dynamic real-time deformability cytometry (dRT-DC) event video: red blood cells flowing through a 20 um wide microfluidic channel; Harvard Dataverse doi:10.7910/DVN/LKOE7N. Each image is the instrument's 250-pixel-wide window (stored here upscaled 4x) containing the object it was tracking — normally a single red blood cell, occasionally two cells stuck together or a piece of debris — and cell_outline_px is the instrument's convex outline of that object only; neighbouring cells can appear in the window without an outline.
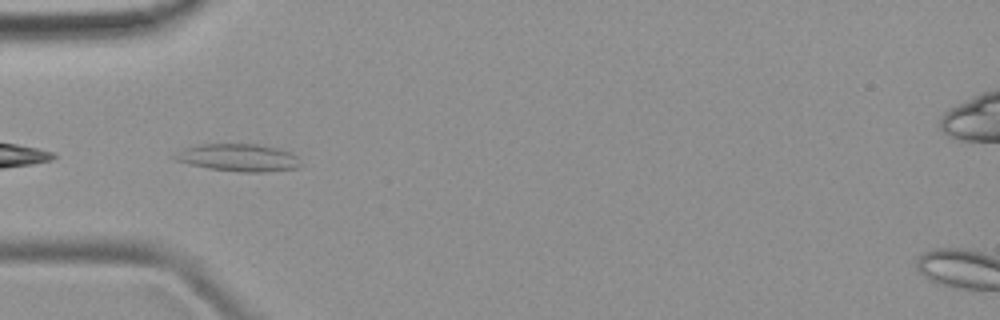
{"species": "common noctule bat (a hibernating species)", "species_latin": "Nyctalus noctula", "temperature_condition": "room temperature", "stored_images_in_passage": 34, "camera_frame_rate_fps": 3000, "um_per_image_px": 0.085, "animal": {"sex": "female", "body_mass_g": 19.9}, "frame": {"image": 1, "passage_image": 1, "time_ms": 0.0, "image_size_px": [1000, 320], "cell_outline_px": [[300, 168], [268, 172], [240, 172], [208, 168], [176, 160], [172, 156], [184, 148], [200, 144], [256, 144], [276, 148], [288, 152], [296, 156], [300, 164]], "centroid_in_image_um": [20.28, 13.41], "position_along_channel_um": 64.7, "area_um2": 19.94}}
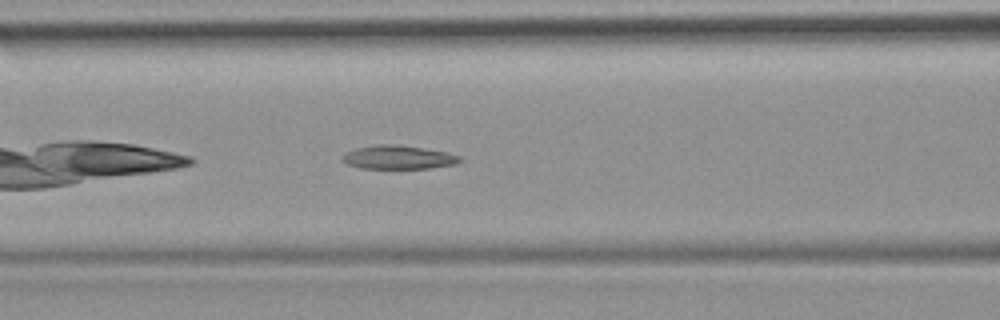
{"frame": {"image": 2, "passage_image": 6, "time_ms": 1.667, "image_size_px": [1000, 320], "cell_outline_px": [[464, 160], [456, 164], [432, 168], [360, 168], [348, 164], [340, 160], [340, 156], [344, 152], [356, 148], [376, 144], [392, 144], [424, 148], [448, 152], [460, 156]], "centroid_in_image_um": [33.84, 13.36], "position_along_channel_um": 132.8, "area_um2": 16.42}}
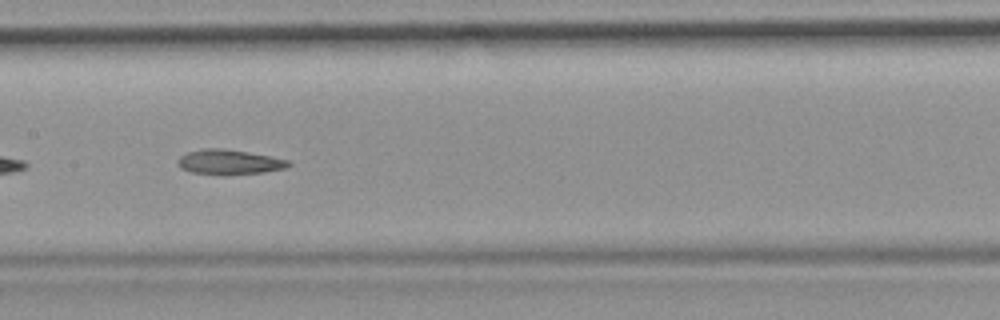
{"frame": {"image": 3, "passage_image": 10, "time_ms": 3.0, "image_size_px": [1000, 320], "cell_outline_px": [[292, 164], [288, 168], [264, 172], [224, 176], [192, 172], [180, 168], [176, 160], [180, 156], [188, 152], [200, 148], [224, 148], [268, 156], [288, 160]], "centroid_in_image_um": [19.46, 13.79], "position_along_channel_um": 187.9, "area_um2": 16.3}}